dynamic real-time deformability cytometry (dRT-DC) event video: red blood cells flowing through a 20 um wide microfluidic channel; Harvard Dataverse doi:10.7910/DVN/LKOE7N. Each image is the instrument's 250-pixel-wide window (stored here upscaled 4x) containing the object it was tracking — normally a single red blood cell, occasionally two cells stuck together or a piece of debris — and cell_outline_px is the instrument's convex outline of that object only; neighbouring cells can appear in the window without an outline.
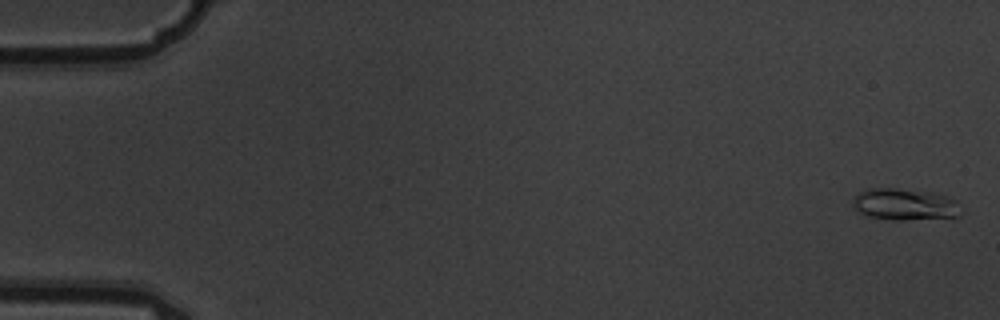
{"species": "common noctule bat (a hibernating species)", "species_latin": "Nyctalus noctula", "temperature_condition": "warm", "stored_images_in_passage": 5, "camera_frame_rate_fps": 3000, "um_per_image_px": 0.085, "animal": {"sex": "male", "body_mass_g": 19.5, "forearm_length_mm": 54.6}, "frame": {"image": 1, "passage_image": 1, "time_ms": 0.0, "image_size_px": [1000, 320], "cell_outline_px": [[964, 212], [956, 220], [892, 220], [868, 216], [860, 212], [852, 204], [852, 196], [868, 188], [892, 188], [932, 192], [948, 196], [956, 200]], "centroid_in_image_um": [77.04, 17.41], "position_along_channel_um": 8.0, "area_um2": 20.92}}